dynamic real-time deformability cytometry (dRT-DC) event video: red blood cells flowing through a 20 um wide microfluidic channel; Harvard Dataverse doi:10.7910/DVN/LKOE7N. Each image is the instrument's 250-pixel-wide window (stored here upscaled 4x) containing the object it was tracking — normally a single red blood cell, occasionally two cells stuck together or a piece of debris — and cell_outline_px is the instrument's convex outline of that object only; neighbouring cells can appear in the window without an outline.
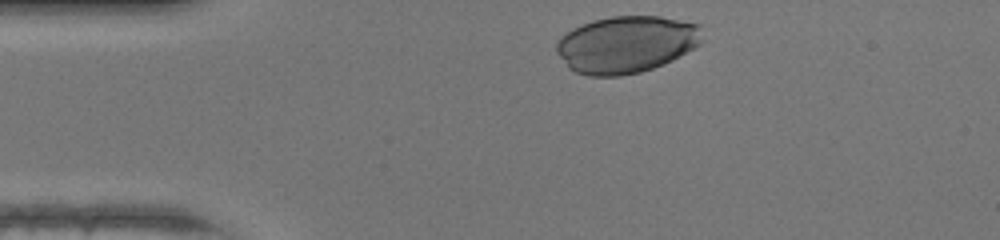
{"species": "human", "species_latin": "Homo sapiens", "temperature_condition": "warm", "stored_images_in_passage": 29, "camera_frame_rate_fps": 3000, "um_per_image_px": 0.085, "donor": {"sex": "female"}, "frame": {"image": 1, "passage_image": 1, "time_ms": 0.0, "image_size_px": [1000, 240], "cell_outline_px": [[700, 44], [672, 60], [652, 68], [640, 72], [620, 76], [588, 76], [576, 72], [568, 68], [556, 52], [556, 40], [560, 36], [572, 28], [580, 24], [592, 20], [612, 16], [660, 16], [700, 24]], "centroid_in_image_um": [53.18, 3.77], "position_along_channel_um": 31.8, "area_um2": 48.55}}
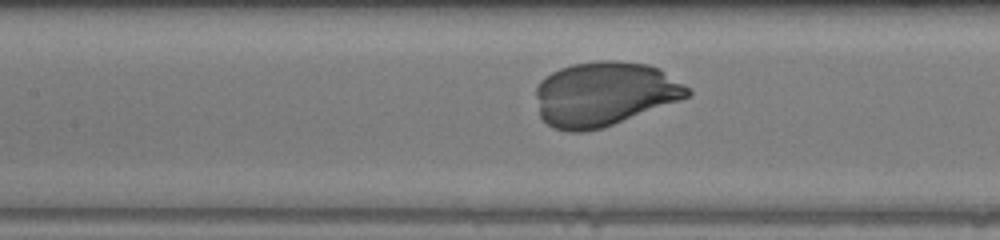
{"frame": {"image": 2, "passage_image": 13, "time_ms": 4.0, "image_size_px": [1000, 240], "cell_outline_px": [[692, 96], [612, 124], [600, 128], [584, 132], [568, 132], [552, 128], [540, 116], [536, 96], [536, 88], [540, 80], [544, 76], [560, 68], [572, 64], [600, 60], [620, 60], [648, 64], [660, 68], [684, 84], [692, 92]], "centroid_in_image_um": [51.36, 7.97], "position_along_channel_um": 156.0, "area_um2": 56.99}}
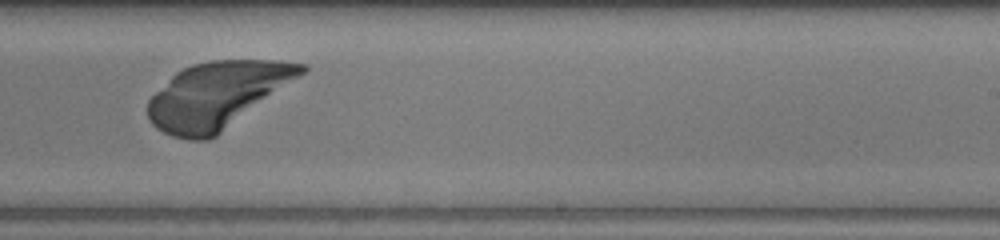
{"frame": {"image": 3, "passage_image": 21, "time_ms": 6.667, "image_size_px": [1000, 240], "cell_outline_px": [[308, 68], [304, 72], [216, 136], [208, 140], [188, 140], [172, 136], [156, 128], [148, 120], [148, 100], [176, 72], [192, 64], [212, 60], [280, 60], [308, 64]], "centroid_in_image_um": [18.42, 8.08], "position_along_channel_um": 270.6, "area_um2": 58.49}}